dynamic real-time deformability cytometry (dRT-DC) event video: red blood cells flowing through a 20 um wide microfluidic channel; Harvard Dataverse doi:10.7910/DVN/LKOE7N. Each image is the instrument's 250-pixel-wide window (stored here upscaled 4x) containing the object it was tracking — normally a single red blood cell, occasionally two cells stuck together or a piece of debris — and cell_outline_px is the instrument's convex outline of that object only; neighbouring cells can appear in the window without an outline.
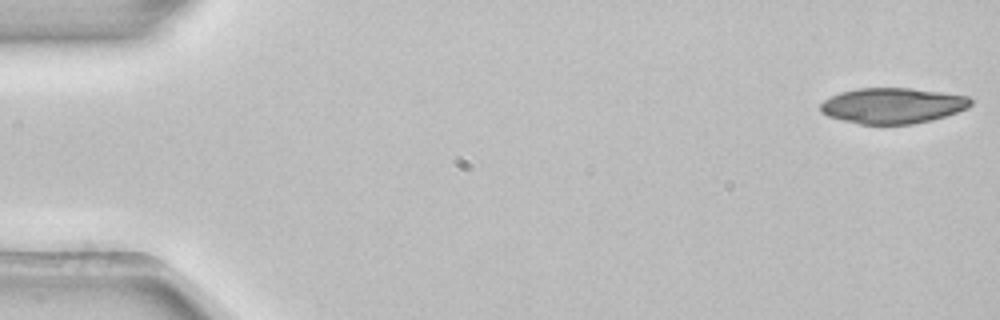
{"species": "common noctule bat (a hibernating species)", "species_latin": "Nyctalus noctula", "temperature_condition": "room temperature", "stored_images_in_passage": 4, "camera_frame_rate_fps": 3000, "um_per_image_px": 0.085, "animal": {"sex": "female", "body_mass_g": 22.7, "forearm_length_mm": 54.2}, "frame": {"image": 1, "passage_image": 1, "time_ms": 0.0, "image_size_px": [1000, 320], "cell_outline_px": [[972, 104], [968, 108], [932, 120], [912, 124], [860, 124], [828, 116], [820, 112], [820, 104], [824, 100], [840, 92], [856, 88], [912, 88], [968, 96], [972, 100]], "centroid_in_image_um": [75.87, 8.97], "position_along_channel_um": 9.1, "area_um2": 31.15}}